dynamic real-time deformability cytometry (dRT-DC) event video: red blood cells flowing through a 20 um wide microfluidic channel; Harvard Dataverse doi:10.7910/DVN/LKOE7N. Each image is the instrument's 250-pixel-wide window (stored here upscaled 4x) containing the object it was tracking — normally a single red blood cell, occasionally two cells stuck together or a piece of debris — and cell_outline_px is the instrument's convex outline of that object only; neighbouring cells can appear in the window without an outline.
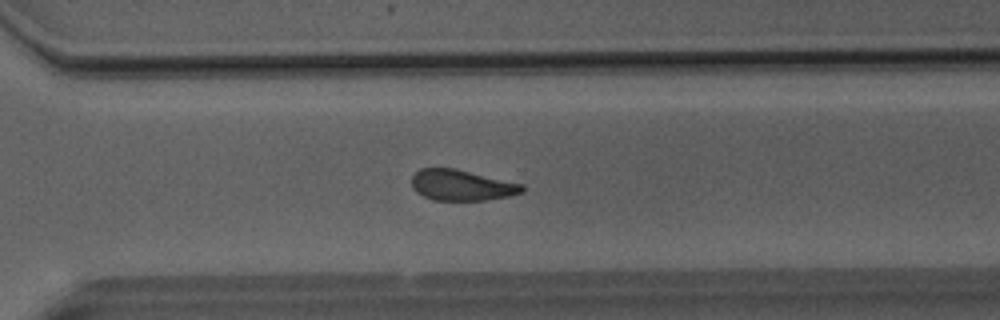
{"species": "Egyptian fruit bat (a non-hibernating species)", "species_latin": "Rousettus aegyptiacus", "temperature_condition": "room temperature", "stored_images_in_passage": 52, "camera_frame_rate_fps": 3000, "um_per_image_px": 0.085, "animal": {"sex": "male"}, "frame": {"image": 1, "passage_image": 37, "time_ms": 12.0, "image_size_px": [1000, 320], "cell_outline_px": [[524, 192], [512, 196], [484, 200], [432, 200], [416, 192], [412, 188], [412, 176], [420, 168], [456, 168], [524, 184]], "centroid_in_image_um": [39.26, 15.74], "position_along_channel_um": 331.3, "area_um2": 20.06}}
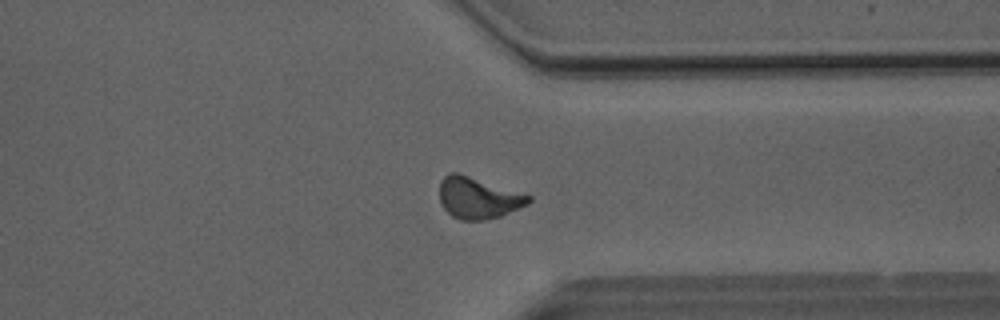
{"frame": {"image": 2, "passage_image": 40, "time_ms": 13.0, "image_size_px": [1000, 320], "cell_outline_px": [[532, 200], [528, 204], [500, 216], [484, 220], [460, 220], [452, 216], [440, 204], [440, 180], [444, 176], [452, 172], [460, 172], [532, 196]], "centroid_in_image_um": [40.63, 16.81], "position_along_channel_um": 370.8, "area_um2": 21.62}}
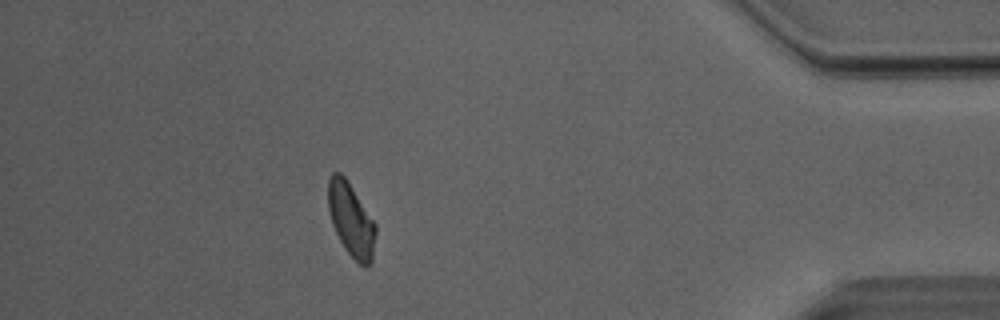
{"frame": {"image": 3, "passage_image": 46, "time_ms": 15.0, "image_size_px": [1000, 320], "cell_outline_px": [[376, 232], [372, 264], [368, 268], [364, 268], [344, 248], [332, 224], [328, 208], [328, 180], [332, 172], [340, 172], [344, 176], [376, 224]], "centroid_in_image_um": [29.85, 18.71], "position_along_channel_um": 405.3, "area_um2": 20.29}, "authors_computed_cell_mechanics": {"area_um2": 21.0681, "velocity_mm_per_s": 4.0337, "shape_relaxation_time_tau1_ms": 4.9357, "shape_relaxation_time_tau2_ms": 3.6027, "deformation_change_tau1": 0.1215, "deformation_change_tau2": 0.1059}}